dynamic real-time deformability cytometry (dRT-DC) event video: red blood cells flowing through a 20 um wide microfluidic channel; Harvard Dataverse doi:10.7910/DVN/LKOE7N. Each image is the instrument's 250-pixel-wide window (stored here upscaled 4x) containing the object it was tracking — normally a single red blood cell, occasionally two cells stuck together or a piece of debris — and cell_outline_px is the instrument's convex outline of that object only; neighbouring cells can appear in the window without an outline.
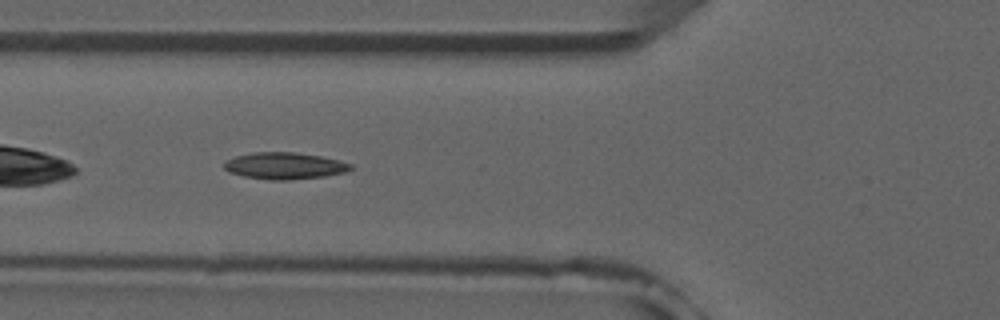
{"species": "common noctule bat (a hibernating species)", "species_latin": "Nyctalus noctula", "temperature_condition": "room temperature", "stored_images_in_passage": 7, "camera_frame_rate_fps": 3000, "um_per_image_px": 0.085, "animal": {"sex": "male", "forearm_length_mm": 52.5}, "frame": {"image": 1, "passage_image": 5, "time_ms": 4.667, "image_size_px": [1000, 320], "cell_outline_px": [[352, 168], [344, 172], [324, 176], [288, 180], [272, 180], [244, 176], [228, 172], [224, 168], [224, 160], [236, 156], [252, 152], [292, 152], [320, 156], [340, 160], [352, 164]], "centroid_in_image_um": [24.15, 14.09], "position_along_channel_um": 101.6, "area_um2": 19.65}}
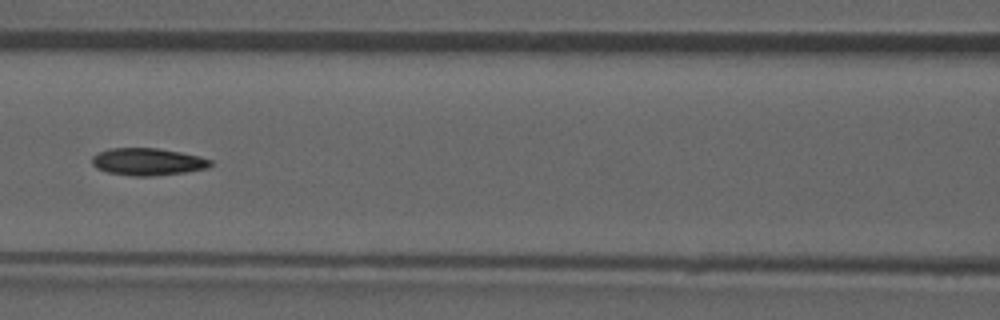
{"frame": {"image": 2, "passage_image": 6, "time_ms": 6.0, "image_size_px": [1000, 320], "cell_outline_px": [[212, 164], [208, 168], [188, 172], [152, 176], [132, 176], [108, 172], [96, 168], [92, 164], [92, 156], [96, 152], [108, 148], [156, 148], [180, 152], [200, 156], [212, 160]], "centroid_in_image_um": [12.55, 13.75], "position_along_channel_um": 154.1, "area_um2": 19.02}}